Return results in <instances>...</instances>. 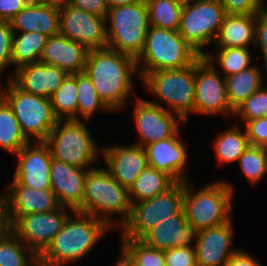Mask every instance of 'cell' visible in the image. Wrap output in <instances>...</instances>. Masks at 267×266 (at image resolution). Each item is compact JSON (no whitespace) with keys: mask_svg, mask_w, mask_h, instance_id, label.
<instances>
[{"mask_svg":"<svg viewBox=\"0 0 267 266\" xmlns=\"http://www.w3.org/2000/svg\"><path fill=\"white\" fill-rule=\"evenodd\" d=\"M38 256L9 228L0 234V266H34Z\"/></svg>","mask_w":267,"mask_h":266,"instance_id":"32","label":"cell"},{"mask_svg":"<svg viewBox=\"0 0 267 266\" xmlns=\"http://www.w3.org/2000/svg\"><path fill=\"white\" fill-rule=\"evenodd\" d=\"M120 247L140 266H166L164 251L150 247L140 239H120Z\"/></svg>","mask_w":267,"mask_h":266,"instance_id":"38","label":"cell"},{"mask_svg":"<svg viewBox=\"0 0 267 266\" xmlns=\"http://www.w3.org/2000/svg\"><path fill=\"white\" fill-rule=\"evenodd\" d=\"M131 201L128 189L120 185L105 167L87 170L82 212L104 221L112 230L129 220ZM117 215V218L113 217Z\"/></svg>","mask_w":267,"mask_h":266,"instance_id":"3","label":"cell"},{"mask_svg":"<svg viewBox=\"0 0 267 266\" xmlns=\"http://www.w3.org/2000/svg\"><path fill=\"white\" fill-rule=\"evenodd\" d=\"M59 34L84 45L88 50L107 47L105 17L59 0Z\"/></svg>","mask_w":267,"mask_h":266,"instance_id":"13","label":"cell"},{"mask_svg":"<svg viewBox=\"0 0 267 266\" xmlns=\"http://www.w3.org/2000/svg\"><path fill=\"white\" fill-rule=\"evenodd\" d=\"M246 136L250 146L267 148V116L249 120L244 124Z\"/></svg>","mask_w":267,"mask_h":266,"instance_id":"41","label":"cell"},{"mask_svg":"<svg viewBox=\"0 0 267 266\" xmlns=\"http://www.w3.org/2000/svg\"><path fill=\"white\" fill-rule=\"evenodd\" d=\"M251 51V47H215L214 52H205L203 56L212 65L218 64L223 76L228 77L253 65Z\"/></svg>","mask_w":267,"mask_h":266,"instance_id":"31","label":"cell"},{"mask_svg":"<svg viewBox=\"0 0 267 266\" xmlns=\"http://www.w3.org/2000/svg\"><path fill=\"white\" fill-rule=\"evenodd\" d=\"M197 232L193 226L188 224L182 209L178 214L159 222L140 240L161 251L181 246L195 248ZM191 242H194V245Z\"/></svg>","mask_w":267,"mask_h":266,"instance_id":"24","label":"cell"},{"mask_svg":"<svg viewBox=\"0 0 267 266\" xmlns=\"http://www.w3.org/2000/svg\"><path fill=\"white\" fill-rule=\"evenodd\" d=\"M204 56L195 61L194 114L234 118L225 77ZM231 116V117H230Z\"/></svg>","mask_w":267,"mask_h":266,"instance_id":"12","label":"cell"},{"mask_svg":"<svg viewBox=\"0 0 267 266\" xmlns=\"http://www.w3.org/2000/svg\"><path fill=\"white\" fill-rule=\"evenodd\" d=\"M184 181L176 182L165 193L132 203L129 220L122 226L120 239H141L159 222L183 208Z\"/></svg>","mask_w":267,"mask_h":266,"instance_id":"10","label":"cell"},{"mask_svg":"<svg viewBox=\"0 0 267 266\" xmlns=\"http://www.w3.org/2000/svg\"><path fill=\"white\" fill-rule=\"evenodd\" d=\"M14 32H38L46 36L59 34V0H30L10 20Z\"/></svg>","mask_w":267,"mask_h":266,"instance_id":"22","label":"cell"},{"mask_svg":"<svg viewBox=\"0 0 267 266\" xmlns=\"http://www.w3.org/2000/svg\"><path fill=\"white\" fill-rule=\"evenodd\" d=\"M226 14H257L264 0H219Z\"/></svg>","mask_w":267,"mask_h":266,"instance_id":"44","label":"cell"},{"mask_svg":"<svg viewBox=\"0 0 267 266\" xmlns=\"http://www.w3.org/2000/svg\"><path fill=\"white\" fill-rule=\"evenodd\" d=\"M14 31L7 20H0V79L5 69L12 66V47Z\"/></svg>","mask_w":267,"mask_h":266,"instance_id":"40","label":"cell"},{"mask_svg":"<svg viewBox=\"0 0 267 266\" xmlns=\"http://www.w3.org/2000/svg\"><path fill=\"white\" fill-rule=\"evenodd\" d=\"M140 0H107L109 8L123 5H130Z\"/></svg>","mask_w":267,"mask_h":266,"instance_id":"50","label":"cell"},{"mask_svg":"<svg viewBox=\"0 0 267 266\" xmlns=\"http://www.w3.org/2000/svg\"><path fill=\"white\" fill-rule=\"evenodd\" d=\"M88 52L84 45L57 34L48 37L39 62L59 67L68 74L82 73Z\"/></svg>","mask_w":267,"mask_h":266,"instance_id":"25","label":"cell"},{"mask_svg":"<svg viewBox=\"0 0 267 266\" xmlns=\"http://www.w3.org/2000/svg\"><path fill=\"white\" fill-rule=\"evenodd\" d=\"M70 208L61 206L45 213L18 216L8 228L39 256L62 229Z\"/></svg>","mask_w":267,"mask_h":266,"instance_id":"14","label":"cell"},{"mask_svg":"<svg viewBox=\"0 0 267 266\" xmlns=\"http://www.w3.org/2000/svg\"><path fill=\"white\" fill-rule=\"evenodd\" d=\"M28 143L16 116L0 97V148L14 156Z\"/></svg>","mask_w":267,"mask_h":266,"instance_id":"33","label":"cell"},{"mask_svg":"<svg viewBox=\"0 0 267 266\" xmlns=\"http://www.w3.org/2000/svg\"><path fill=\"white\" fill-rule=\"evenodd\" d=\"M232 218L223 224L197 232L195 250L198 266H225L239 248L232 245Z\"/></svg>","mask_w":267,"mask_h":266,"instance_id":"19","label":"cell"},{"mask_svg":"<svg viewBox=\"0 0 267 266\" xmlns=\"http://www.w3.org/2000/svg\"><path fill=\"white\" fill-rule=\"evenodd\" d=\"M61 231L38 256V261L48 266L74 265L93 251L96 244L112 230L95 216L70 211Z\"/></svg>","mask_w":267,"mask_h":266,"instance_id":"2","label":"cell"},{"mask_svg":"<svg viewBox=\"0 0 267 266\" xmlns=\"http://www.w3.org/2000/svg\"><path fill=\"white\" fill-rule=\"evenodd\" d=\"M140 82L155 97L149 102L177 114L186 123L194 114L195 62L185 68L150 72Z\"/></svg>","mask_w":267,"mask_h":266,"instance_id":"6","label":"cell"},{"mask_svg":"<svg viewBox=\"0 0 267 266\" xmlns=\"http://www.w3.org/2000/svg\"><path fill=\"white\" fill-rule=\"evenodd\" d=\"M225 266H262V264L255 256L239 248L231 255Z\"/></svg>","mask_w":267,"mask_h":266,"instance_id":"47","label":"cell"},{"mask_svg":"<svg viewBox=\"0 0 267 266\" xmlns=\"http://www.w3.org/2000/svg\"><path fill=\"white\" fill-rule=\"evenodd\" d=\"M166 266H198L196 250L191 247H177L164 251Z\"/></svg>","mask_w":267,"mask_h":266,"instance_id":"42","label":"cell"},{"mask_svg":"<svg viewBox=\"0 0 267 266\" xmlns=\"http://www.w3.org/2000/svg\"><path fill=\"white\" fill-rule=\"evenodd\" d=\"M105 22L107 47L136 60L143 51L150 27L146 0L109 8Z\"/></svg>","mask_w":267,"mask_h":266,"instance_id":"8","label":"cell"},{"mask_svg":"<svg viewBox=\"0 0 267 266\" xmlns=\"http://www.w3.org/2000/svg\"><path fill=\"white\" fill-rule=\"evenodd\" d=\"M101 156L110 175L127 189L148 166L145 148L133 143L102 146Z\"/></svg>","mask_w":267,"mask_h":266,"instance_id":"17","label":"cell"},{"mask_svg":"<svg viewBox=\"0 0 267 266\" xmlns=\"http://www.w3.org/2000/svg\"><path fill=\"white\" fill-rule=\"evenodd\" d=\"M119 251V259L117 258L114 266H140L136 264L121 248Z\"/></svg>","mask_w":267,"mask_h":266,"instance_id":"49","label":"cell"},{"mask_svg":"<svg viewBox=\"0 0 267 266\" xmlns=\"http://www.w3.org/2000/svg\"><path fill=\"white\" fill-rule=\"evenodd\" d=\"M265 86V87H264ZM267 116V85L256 90L236 110L234 117L241 123Z\"/></svg>","mask_w":267,"mask_h":266,"instance_id":"39","label":"cell"},{"mask_svg":"<svg viewBox=\"0 0 267 266\" xmlns=\"http://www.w3.org/2000/svg\"><path fill=\"white\" fill-rule=\"evenodd\" d=\"M84 72L112 112L126 108L134 93V76L139 78L136 60L108 47L89 50Z\"/></svg>","mask_w":267,"mask_h":266,"instance_id":"1","label":"cell"},{"mask_svg":"<svg viewBox=\"0 0 267 266\" xmlns=\"http://www.w3.org/2000/svg\"><path fill=\"white\" fill-rule=\"evenodd\" d=\"M52 158L84 169L97 166L101 159V146L83 120H57L45 140Z\"/></svg>","mask_w":267,"mask_h":266,"instance_id":"7","label":"cell"},{"mask_svg":"<svg viewBox=\"0 0 267 266\" xmlns=\"http://www.w3.org/2000/svg\"><path fill=\"white\" fill-rule=\"evenodd\" d=\"M87 170L52 158L49 172L51 190L61 206L82 212Z\"/></svg>","mask_w":267,"mask_h":266,"instance_id":"21","label":"cell"},{"mask_svg":"<svg viewBox=\"0 0 267 266\" xmlns=\"http://www.w3.org/2000/svg\"><path fill=\"white\" fill-rule=\"evenodd\" d=\"M260 48L263 57L258 55L257 58H263L265 74L267 75V1L257 13L256 25V44L254 49Z\"/></svg>","mask_w":267,"mask_h":266,"instance_id":"43","label":"cell"},{"mask_svg":"<svg viewBox=\"0 0 267 266\" xmlns=\"http://www.w3.org/2000/svg\"><path fill=\"white\" fill-rule=\"evenodd\" d=\"M226 13L219 0H191L182 8L179 34L201 56L215 42Z\"/></svg>","mask_w":267,"mask_h":266,"instance_id":"11","label":"cell"},{"mask_svg":"<svg viewBox=\"0 0 267 266\" xmlns=\"http://www.w3.org/2000/svg\"><path fill=\"white\" fill-rule=\"evenodd\" d=\"M67 4L83 9L86 12L105 17L109 10L107 0H63Z\"/></svg>","mask_w":267,"mask_h":266,"instance_id":"45","label":"cell"},{"mask_svg":"<svg viewBox=\"0 0 267 266\" xmlns=\"http://www.w3.org/2000/svg\"><path fill=\"white\" fill-rule=\"evenodd\" d=\"M30 0H0V20L9 21L17 15Z\"/></svg>","mask_w":267,"mask_h":266,"instance_id":"46","label":"cell"},{"mask_svg":"<svg viewBox=\"0 0 267 266\" xmlns=\"http://www.w3.org/2000/svg\"><path fill=\"white\" fill-rule=\"evenodd\" d=\"M212 144L216 161L222 166L238 162L239 157L249 146L245 130H242L237 123L229 129L220 131Z\"/></svg>","mask_w":267,"mask_h":266,"instance_id":"28","label":"cell"},{"mask_svg":"<svg viewBox=\"0 0 267 266\" xmlns=\"http://www.w3.org/2000/svg\"><path fill=\"white\" fill-rule=\"evenodd\" d=\"M237 163L247 180L257 185L267 175V148L249 145Z\"/></svg>","mask_w":267,"mask_h":266,"instance_id":"37","label":"cell"},{"mask_svg":"<svg viewBox=\"0 0 267 266\" xmlns=\"http://www.w3.org/2000/svg\"><path fill=\"white\" fill-rule=\"evenodd\" d=\"M256 64L258 62L239 73L225 77L227 99L234 111L264 85L263 77L266 76Z\"/></svg>","mask_w":267,"mask_h":266,"instance_id":"27","label":"cell"},{"mask_svg":"<svg viewBox=\"0 0 267 266\" xmlns=\"http://www.w3.org/2000/svg\"><path fill=\"white\" fill-rule=\"evenodd\" d=\"M5 194V218L9 226L18 216L45 213L61 207L51 189L8 186Z\"/></svg>","mask_w":267,"mask_h":266,"instance_id":"20","label":"cell"},{"mask_svg":"<svg viewBox=\"0 0 267 266\" xmlns=\"http://www.w3.org/2000/svg\"><path fill=\"white\" fill-rule=\"evenodd\" d=\"M178 1H180V2H182V3H186V2H189V1H191V0H178Z\"/></svg>","mask_w":267,"mask_h":266,"instance_id":"52","label":"cell"},{"mask_svg":"<svg viewBox=\"0 0 267 266\" xmlns=\"http://www.w3.org/2000/svg\"><path fill=\"white\" fill-rule=\"evenodd\" d=\"M48 36L38 32H14L12 47L13 70L23 65L38 63Z\"/></svg>","mask_w":267,"mask_h":266,"instance_id":"30","label":"cell"},{"mask_svg":"<svg viewBox=\"0 0 267 266\" xmlns=\"http://www.w3.org/2000/svg\"><path fill=\"white\" fill-rule=\"evenodd\" d=\"M184 181L183 212L197 231L228 222L233 211L235 190L230 182L219 179L199 190Z\"/></svg>","mask_w":267,"mask_h":266,"instance_id":"4","label":"cell"},{"mask_svg":"<svg viewBox=\"0 0 267 266\" xmlns=\"http://www.w3.org/2000/svg\"><path fill=\"white\" fill-rule=\"evenodd\" d=\"M175 183L164 172L147 166L128 189L131 204L163 194Z\"/></svg>","mask_w":267,"mask_h":266,"instance_id":"29","label":"cell"},{"mask_svg":"<svg viewBox=\"0 0 267 266\" xmlns=\"http://www.w3.org/2000/svg\"><path fill=\"white\" fill-rule=\"evenodd\" d=\"M77 73L69 74L50 97L52 110L58 120H77Z\"/></svg>","mask_w":267,"mask_h":266,"instance_id":"34","label":"cell"},{"mask_svg":"<svg viewBox=\"0 0 267 266\" xmlns=\"http://www.w3.org/2000/svg\"><path fill=\"white\" fill-rule=\"evenodd\" d=\"M146 2L150 26L179 31L184 3L178 0H146Z\"/></svg>","mask_w":267,"mask_h":266,"instance_id":"35","label":"cell"},{"mask_svg":"<svg viewBox=\"0 0 267 266\" xmlns=\"http://www.w3.org/2000/svg\"><path fill=\"white\" fill-rule=\"evenodd\" d=\"M257 14H226L214 45L216 47H253L256 44Z\"/></svg>","mask_w":267,"mask_h":266,"instance_id":"26","label":"cell"},{"mask_svg":"<svg viewBox=\"0 0 267 266\" xmlns=\"http://www.w3.org/2000/svg\"><path fill=\"white\" fill-rule=\"evenodd\" d=\"M135 100V102H134ZM131 100L133 105V120L139 134V139L133 144L145 147L151 143L170 138L186 122L177 114L138 97Z\"/></svg>","mask_w":267,"mask_h":266,"instance_id":"15","label":"cell"},{"mask_svg":"<svg viewBox=\"0 0 267 266\" xmlns=\"http://www.w3.org/2000/svg\"><path fill=\"white\" fill-rule=\"evenodd\" d=\"M77 96V120L89 121L99 110L112 112L100 99L92 81L85 72L77 73Z\"/></svg>","mask_w":267,"mask_h":266,"instance_id":"36","label":"cell"},{"mask_svg":"<svg viewBox=\"0 0 267 266\" xmlns=\"http://www.w3.org/2000/svg\"><path fill=\"white\" fill-rule=\"evenodd\" d=\"M68 75L59 67L38 62L17 68L8 78L22 91L50 99Z\"/></svg>","mask_w":267,"mask_h":266,"instance_id":"23","label":"cell"},{"mask_svg":"<svg viewBox=\"0 0 267 266\" xmlns=\"http://www.w3.org/2000/svg\"><path fill=\"white\" fill-rule=\"evenodd\" d=\"M34 266H48V265H45V264H43V263L37 261V262L34 264Z\"/></svg>","mask_w":267,"mask_h":266,"instance_id":"51","label":"cell"},{"mask_svg":"<svg viewBox=\"0 0 267 266\" xmlns=\"http://www.w3.org/2000/svg\"><path fill=\"white\" fill-rule=\"evenodd\" d=\"M200 56L179 31L150 26L143 51L136 59L139 79L153 71L188 67Z\"/></svg>","mask_w":267,"mask_h":266,"instance_id":"5","label":"cell"},{"mask_svg":"<svg viewBox=\"0 0 267 266\" xmlns=\"http://www.w3.org/2000/svg\"><path fill=\"white\" fill-rule=\"evenodd\" d=\"M0 86V97L8 104L29 142H45L57 123L49 98L26 93L10 79Z\"/></svg>","mask_w":267,"mask_h":266,"instance_id":"9","label":"cell"},{"mask_svg":"<svg viewBox=\"0 0 267 266\" xmlns=\"http://www.w3.org/2000/svg\"><path fill=\"white\" fill-rule=\"evenodd\" d=\"M13 179L8 186H27L51 189L50 167L52 156L45 142H29L17 154Z\"/></svg>","mask_w":267,"mask_h":266,"instance_id":"16","label":"cell"},{"mask_svg":"<svg viewBox=\"0 0 267 266\" xmlns=\"http://www.w3.org/2000/svg\"><path fill=\"white\" fill-rule=\"evenodd\" d=\"M8 228L5 218V194L0 193V234Z\"/></svg>","mask_w":267,"mask_h":266,"instance_id":"48","label":"cell"},{"mask_svg":"<svg viewBox=\"0 0 267 266\" xmlns=\"http://www.w3.org/2000/svg\"><path fill=\"white\" fill-rule=\"evenodd\" d=\"M179 130L174 136L145 146L148 166L164 172L175 182L187 181L188 151Z\"/></svg>","mask_w":267,"mask_h":266,"instance_id":"18","label":"cell"}]
</instances>
